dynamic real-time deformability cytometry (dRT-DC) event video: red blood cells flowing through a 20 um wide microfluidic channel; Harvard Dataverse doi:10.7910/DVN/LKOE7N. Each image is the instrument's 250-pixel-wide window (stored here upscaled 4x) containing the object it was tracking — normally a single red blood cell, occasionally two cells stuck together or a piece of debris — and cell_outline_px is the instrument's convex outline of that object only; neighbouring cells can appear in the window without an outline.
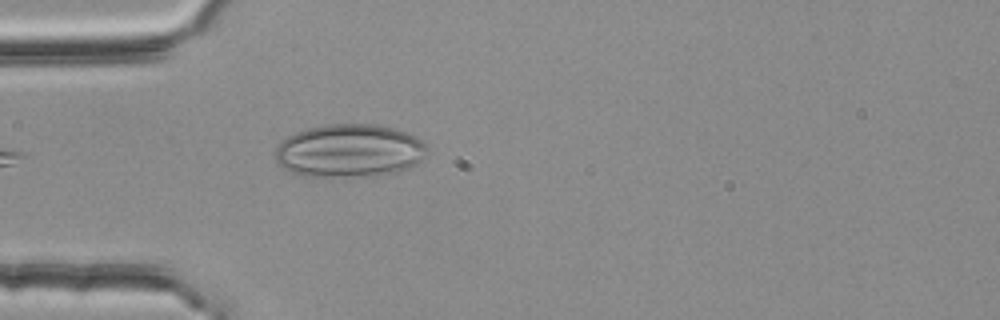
{"species": "common noctule bat (a hibernating species)", "species_latin": "Nyctalus noctula", "temperature_condition": "room temperature", "stored_images_in_passage": 2, "camera_frame_rate_fps": 3000, "um_per_image_px": 0.085, "animal": {"sex": "female", "body_mass_g": 25.1}, "frame": {"image": 1, "passage_image": 2, "time_ms": 0.333, "image_size_px": [1000, 320], "cell_outline_px": [[428, 148], [424, 156], [412, 168], [396, 172], [352, 176], [304, 176], [292, 172], [284, 168], [276, 160], [276, 148], [288, 136], [296, 132], [308, 128], [328, 124], [376, 124], [392, 128], [416, 136]], "centroid_in_image_um": [29.71, 12.8], "position_along_channel_um": 55.3, "area_um2": 46.53}}